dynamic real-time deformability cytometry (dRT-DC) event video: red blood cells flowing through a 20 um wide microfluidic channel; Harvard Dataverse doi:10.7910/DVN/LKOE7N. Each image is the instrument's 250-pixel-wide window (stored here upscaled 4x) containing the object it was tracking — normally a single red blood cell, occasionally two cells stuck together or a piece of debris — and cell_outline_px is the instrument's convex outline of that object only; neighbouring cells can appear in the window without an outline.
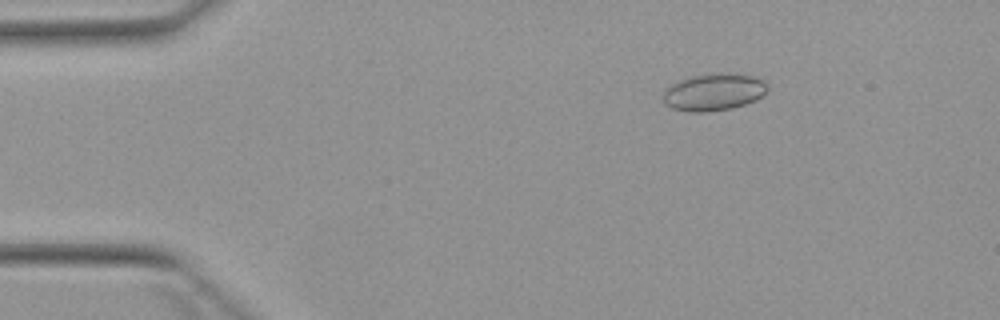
{"species": "Egyptian fruit bat (a non-hibernating species)", "species_latin": "Rousettus aegyptiacus", "temperature_condition": "warm", "stored_images_in_passage": 5, "camera_frame_rate_fps": 3000, "um_per_image_px": 0.085, "animal": {"sex": "female"}, "frame": {"image": 1, "passage_image": 3, "time_ms": 2.333, "image_size_px": [1000, 320], "cell_outline_px": [[768, 88], [756, 100], [732, 108], [708, 112], [688, 112], [672, 108], [664, 100], [664, 92], [676, 80], [692, 76], [720, 72], [728, 72], [752, 76], [764, 80], [768, 84]], "centroid_in_image_um": [60.68, 7.81], "position_along_channel_um": 24.3, "area_um2": 22.6}}